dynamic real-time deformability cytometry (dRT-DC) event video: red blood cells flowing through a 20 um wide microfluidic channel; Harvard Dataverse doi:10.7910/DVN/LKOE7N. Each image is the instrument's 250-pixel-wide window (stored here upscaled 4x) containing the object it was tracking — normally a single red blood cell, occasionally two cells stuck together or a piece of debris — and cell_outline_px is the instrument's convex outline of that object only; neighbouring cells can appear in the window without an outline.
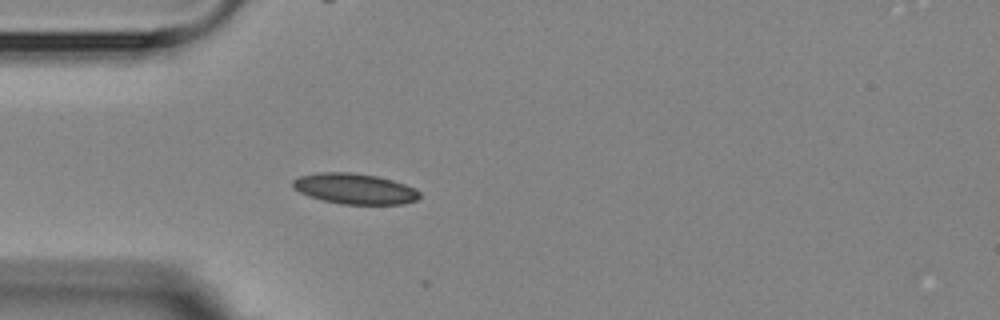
{"species": "Egyptian fruit bat (a non-hibernating species)", "species_latin": "Rousettus aegyptiacus", "temperature_condition": "room temperature", "stored_images_in_passage": 7, "camera_frame_rate_fps": 3000, "um_per_image_px": 0.085, "animal": {"sex": "female"}, "frame": {"image": 1, "passage_image": 2, "time_ms": 2.0, "image_size_px": [1000, 320], "cell_outline_px": [[420, 196], [416, 200], [404, 204], [340, 204], [308, 196], [292, 188], [292, 180], [300, 176], [316, 172], [352, 172], [376, 176], [392, 180], [416, 188], [420, 192]], "centroid_in_image_um": [30.13, 16.04], "position_along_channel_um": 54.9, "area_um2": 22.72}}
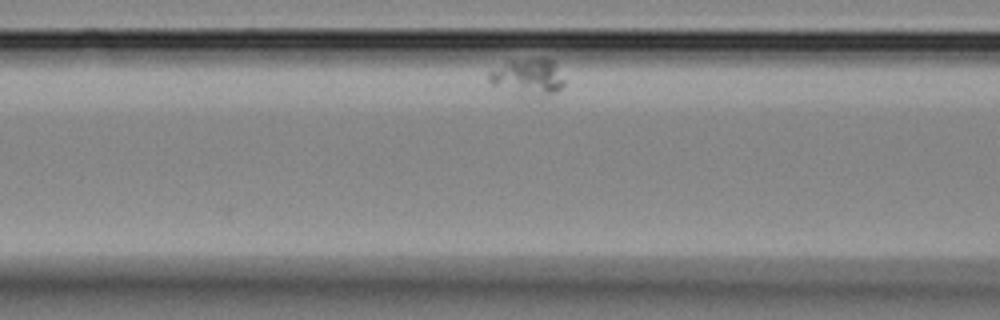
{"frame": {"image": 2, "passage_image": 5, "time_ms": 5.667, "image_size_px": [1000, 320], "cell_outline_px": [[564, 84], [548, 100], [524, 100], [492, 84], [488, 80], [488, 72], [512, 60], [544, 56], [552, 60], [564, 80]], "centroid_in_image_um": [44.9, 6.65], "position_along_channel_um": 121.7, "area_um2": 17.34}}
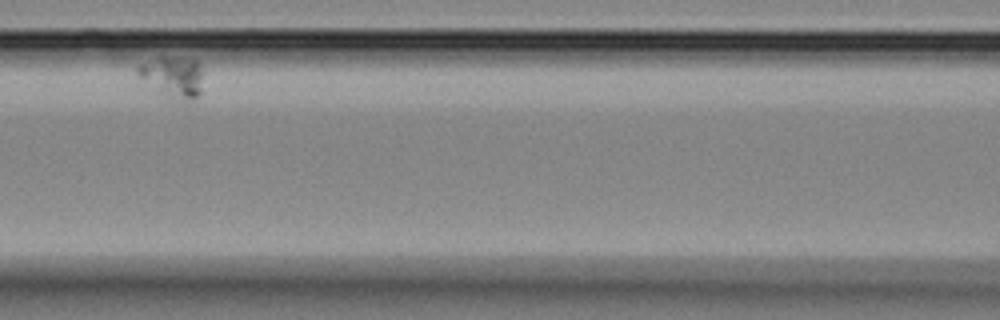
{"frame": {"image": 3, "passage_image": 6, "time_ms": 7.0, "image_size_px": [1000, 320], "cell_outline_px": [[200, 92], [192, 100], [188, 100], [164, 96], [140, 76], [136, 72], [136, 64], [160, 56], [164, 56], [196, 60], [200, 64]], "centroid_in_image_um": [14.63, 6.49], "position_along_channel_um": 152.0, "area_um2": 15.26}}